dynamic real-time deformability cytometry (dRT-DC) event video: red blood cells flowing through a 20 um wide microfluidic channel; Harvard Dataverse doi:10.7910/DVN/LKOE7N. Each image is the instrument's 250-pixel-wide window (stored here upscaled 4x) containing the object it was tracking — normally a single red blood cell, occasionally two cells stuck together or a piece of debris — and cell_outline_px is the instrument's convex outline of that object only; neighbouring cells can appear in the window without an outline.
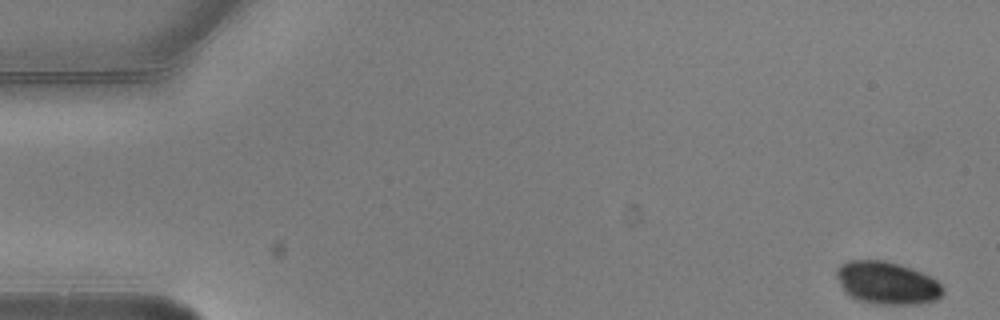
{"species": "common noctule bat (a hibernating species)", "species_latin": "Nyctalus noctula", "temperature_condition": "warm", "stored_images_in_passage": 2, "camera_frame_rate_fps": 3000, "um_per_image_px": 0.085, "animal": {"sex": "male", "body_mass_g": 20.5, "forearm_length_mm": 52.5}, "frame": {"image": 1, "passage_image": 1, "time_ms": 0.0, "image_size_px": [1000, 320], "cell_outline_px": [[944, 292], [936, 300], [920, 304], [876, 304], [860, 300], [844, 292], [836, 276], [836, 268], [840, 264], [848, 260], [884, 260], [912, 268], [936, 280], [944, 288]], "centroid_in_image_um": [75.38, 24.04], "position_along_channel_um": 9.6, "area_um2": 26.41}}